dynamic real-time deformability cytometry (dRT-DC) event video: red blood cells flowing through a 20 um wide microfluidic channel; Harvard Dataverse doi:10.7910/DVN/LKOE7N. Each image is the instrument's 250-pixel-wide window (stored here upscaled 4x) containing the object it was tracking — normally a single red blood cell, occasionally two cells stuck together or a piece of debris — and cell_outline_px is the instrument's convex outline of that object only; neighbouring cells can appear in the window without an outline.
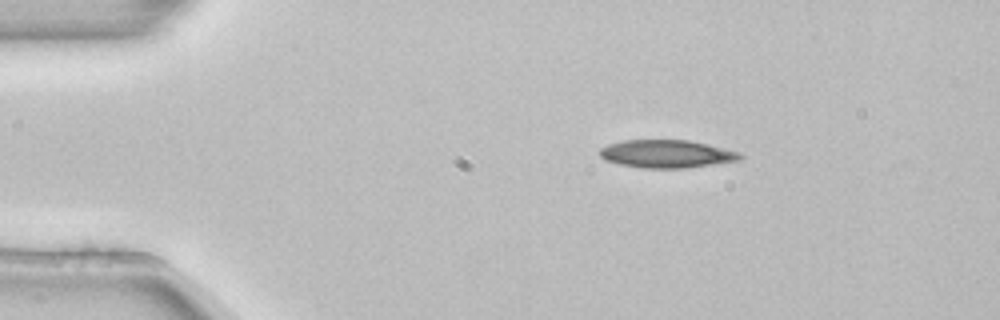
{"species": "common noctule bat (a hibernating species)", "species_latin": "Nyctalus noctula", "temperature_condition": "room temperature", "stored_images_in_passage": 2, "camera_frame_rate_fps": 3000, "um_per_image_px": 0.085, "animal": {"sex": "female", "body_mass_g": 22.7, "forearm_length_mm": 54.2}, "frame": {"image": 1, "passage_image": 1, "time_ms": 0.0, "image_size_px": [1000, 320], "cell_outline_px": [[744, 156], [740, 160], [684, 168], [644, 168], [620, 164], [604, 160], [600, 156], [600, 148], [608, 144], [624, 140], [688, 140], [740, 152]], "centroid_in_image_um": [56.64, 13.08], "position_along_channel_um": 28.4, "area_um2": 22.66}}